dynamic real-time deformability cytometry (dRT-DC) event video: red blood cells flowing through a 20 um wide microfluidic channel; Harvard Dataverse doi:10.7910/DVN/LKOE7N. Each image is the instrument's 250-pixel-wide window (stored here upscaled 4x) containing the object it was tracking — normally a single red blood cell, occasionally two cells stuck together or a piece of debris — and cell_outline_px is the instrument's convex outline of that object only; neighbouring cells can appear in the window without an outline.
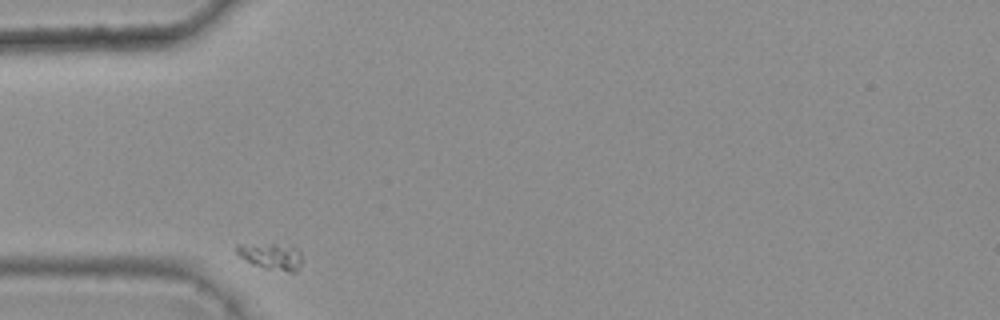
{"species": "common noctule bat (a hibernating species)", "species_latin": "Nyctalus noctula", "temperature_condition": "warm", "stored_images_in_passage": 1, "camera_frame_rate_fps": 3000, "um_per_image_px": 0.085, "animal": {"sex": "female", "body_mass_g": 25.1}, "frame": {"image": 1, "passage_image": 1, "time_ms": 0.0, "image_size_px": [1000, 320], "cell_outline_px": [[304, 260], [296, 272], [288, 272], [264, 268], [240, 256], [236, 252], [236, 244], [292, 244], [300, 252]], "centroid_in_image_um": [23.14, 21.77], "position_along_channel_um": 61.9, "area_um2": 10.23}}